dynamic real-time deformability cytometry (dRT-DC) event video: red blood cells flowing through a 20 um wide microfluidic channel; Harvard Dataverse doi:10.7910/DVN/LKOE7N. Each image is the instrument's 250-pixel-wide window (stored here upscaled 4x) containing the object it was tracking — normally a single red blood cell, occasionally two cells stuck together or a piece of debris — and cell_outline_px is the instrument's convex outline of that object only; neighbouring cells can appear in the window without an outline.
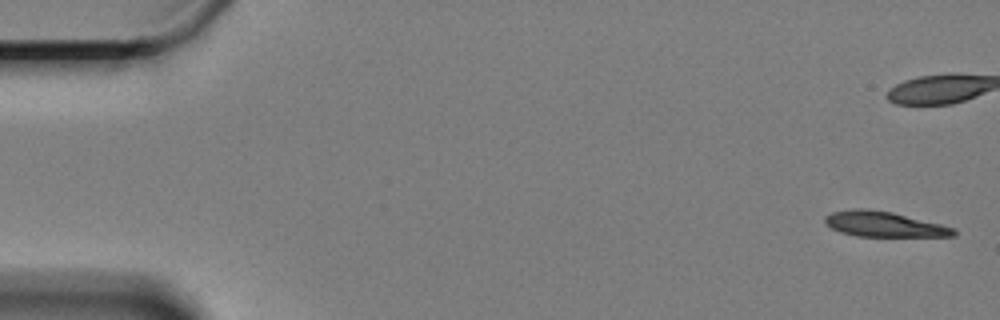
{"species": "Egyptian fruit bat (a non-hibernating species)", "species_latin": "Rousettus aegyptiacus", "temperature_condition": "cold", "stored_images_in_passage": 60, "camera_frame_rate_fps": 3000, "um_per_image_px": 0.085, "animal": {"sex": "female"}, "frame": {"image": 1, "passage_image": 1, "time_ms": 0.0, "image_size_px": [1000, 320], "cell_outline_px": [[956, 236], [856, 236], [840, 232], [832, 228], [824, 220], [824, 216], [832, 212], [856, 208], [860, 208], [892, 212], [956, 228]], "centroid_in_image_um": [75.14, 19.06], "position_along_channel_um": 9.9, "area_um2": 18.73}}
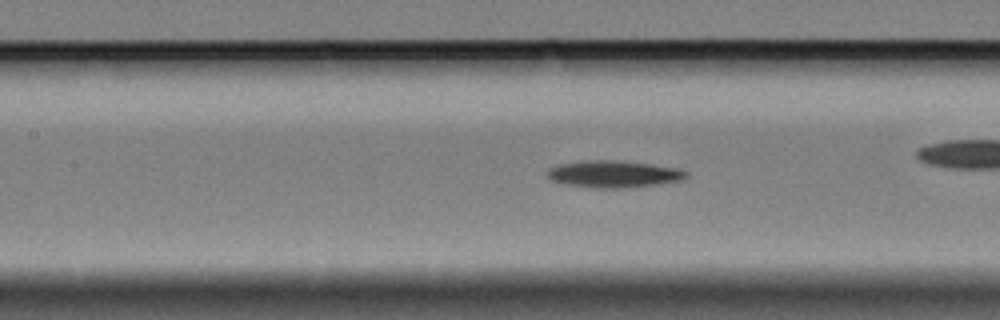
{"frame": {"image": 2, "passage_image": 26, "time_ms": 8.333, "image_size_px": [1000, 320], "cell_outline_px": [[688, 176], [680, 180], [656, 184], [620, 188], [596, 188], [564, 184], [552, 180], [548, 176], [548, 172], [552, 168], [560, 164], [592, 160], [608, 160], [648, 164], [680, 168], [688, 172]], "centroid_in_image_um": [52.19, 14.8], "position_along_channel_um": 155.2, "area_um2": 21.27}, "authors_computed_cell_mechanics": {"area_um2": 20.3456, "velocity_mm_per_s": 3.3007, "shape_relaxation_time_tau1_ms": 5.2463, "shape_relaxation_time_tau2_ms": null, "deformation_change_tau1": 0.1093, "deformation_change_tau2": null}}